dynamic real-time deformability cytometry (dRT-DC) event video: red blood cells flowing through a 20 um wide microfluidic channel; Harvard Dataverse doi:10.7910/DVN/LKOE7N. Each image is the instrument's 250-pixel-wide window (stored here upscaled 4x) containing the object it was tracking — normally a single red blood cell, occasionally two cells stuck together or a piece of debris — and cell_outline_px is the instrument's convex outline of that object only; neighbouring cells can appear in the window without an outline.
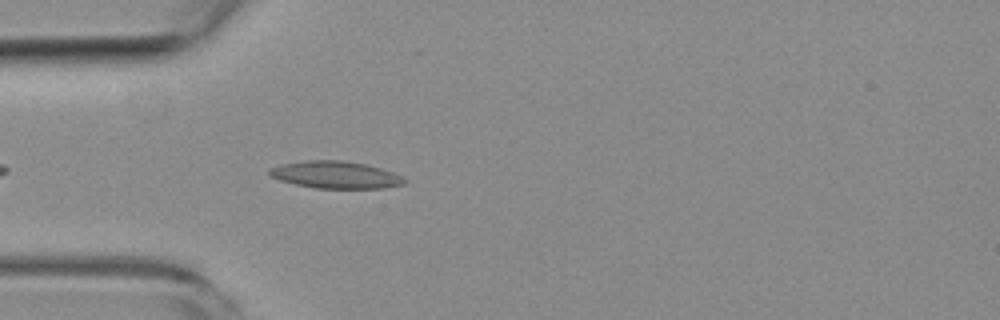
{"species": "common noctule bat (a hibernating species)", "species_latin": "Nyctalus noctula", "temperature_condition": "room temperature", "stored_images_in_passage": 1, "camera_frame_rate_fps": 3000, "um_per_image_px": 0.085, "animal": {"sex": "female", "body_mass_g": 19.3, "forearm_length_mm": 54.1}, "frame": {"image": 1, "passage_image": 1, "time_ms": 0.0, "image_size_px": [1000, 320], "cell_outline_px": [[408, 180], [404, 184], [384, 188], [316, 188], [296, 184], [280, 180], [268, 176], [268, 168], [280, 164], [304, 160], [344, 160], [364, 164], [380, 168], [392, 172]], "centroid_in_image_um": [28.48, 14.85], "position_along_channel_um": 56.5, "area_um2": 21.44}}